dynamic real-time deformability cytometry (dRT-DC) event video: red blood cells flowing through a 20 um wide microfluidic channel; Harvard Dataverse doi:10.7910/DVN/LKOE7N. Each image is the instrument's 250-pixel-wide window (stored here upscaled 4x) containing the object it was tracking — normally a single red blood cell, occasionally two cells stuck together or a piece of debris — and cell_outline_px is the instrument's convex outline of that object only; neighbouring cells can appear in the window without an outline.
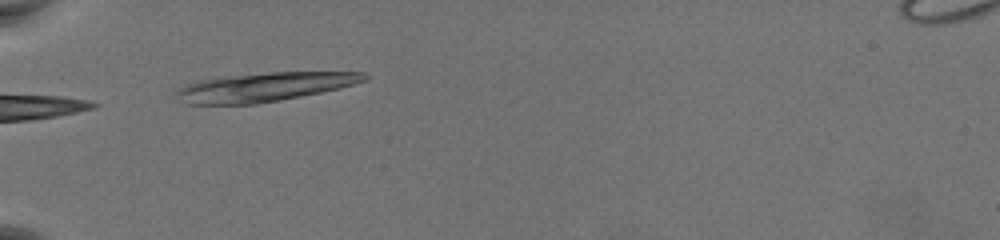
{"species": "common noctule bat (a hibernating species)", "species_latin": "Nyctalus noctula", "temperature_condition": "warm", "stored_images_in_passage": 5, "camera_frame_rate_fps": 3000, "um_per_image_px": 0.085, "animal": {"sex": "female", "body_mass_g": 19.5, "forearm_length_mm": 54.1}, "frame": {"image": 1, "passage_image": 1, "time_ms": 0.0, "image_size_px": [1000, 240], "cell_outline_px": [[372, 76], [364, 80], [352, 84], [320, 92], [280, 100], [256, 104], [188, 104], [176, 92], [176, 88], [184, 84], [200, 80], [224, 76], [272, 72], [364, 72]], "centroid_in_image_um": [22.46, 7.38], "position_along_channel_um": 62.5, "area_um2": 31.21}}